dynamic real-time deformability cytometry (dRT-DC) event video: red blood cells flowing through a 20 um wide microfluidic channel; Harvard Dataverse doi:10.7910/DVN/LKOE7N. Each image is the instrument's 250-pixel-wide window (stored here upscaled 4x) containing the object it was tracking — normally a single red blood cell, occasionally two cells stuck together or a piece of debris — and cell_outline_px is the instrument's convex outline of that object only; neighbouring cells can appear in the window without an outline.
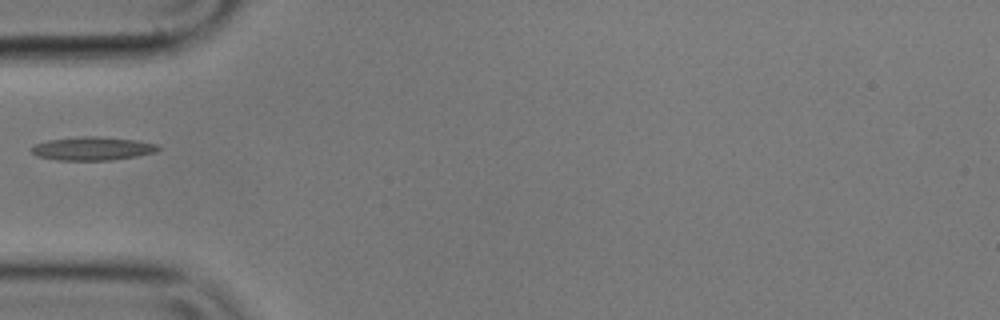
{"species": "common noctule bat (a hibernating species)", "species_latin": "Nyctalus noctula", "temperature_condition": "cold", "stored_images_in_passage": 39, "camera_frame_rate_fps": 3000, "um_per_image_px": 0.085, "animal": {"sex": "male", "body_mass_g": 17.9}, "frame": {"image": 1, "passage_image": 1, "time_ms": 0.0, "image_size_px": [1000, 320], "cell_outline_px": [[160, 148], [156, 152], [136, 156], [112, 160], [56, 160], [36, 156], [32, 152], [32, 148], [36, 144], [48, 140], [80, 136], [100, 136], [136, 140], [156, 144]], "centroid_in_image_um": [7.86, 12.62], "position_along_channel_um": 77.1, "area_um2": 17.28}}